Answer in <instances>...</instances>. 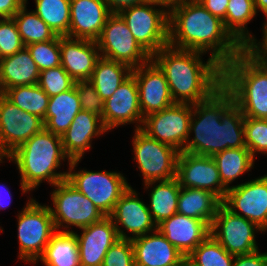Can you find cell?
Instances as JSON below:
<instances>
[{
    "label": "cell",
    "instance_id": "obj_1",
    "mask_svg": "<svg viewBox=\"0 0 267 266\" xmlns=\"http://www.w3.org/2000/svg\"><path fill=\"white\" fill-rule=\"evenodd\" d=\"M244 118L232 94L222 85L209 98L193 105L183 151L213 157L225 149L246 147Z\"/></svg>",
    "mask_w": 267,
    "mask_h": 266
},
{
    "label": "cell",
    "instance_id": "obj_2",
    "mask_svg": "<svg viewBox=\"0 0 267 266\" xmlns=\"http://www.w3.org/2000/svg\"><path fill=\"white\" fill-rule=\"evenodd\" d=\"M168 45L203 53L210 51V56L222 66L244 49L223 21L197 0H188L169 11Z\"/></svg>",
    "mask_w": 267,
    "mask_h": 266
},
{
    "label": "cell",
    "instance_id": "obj_3",
    "mask_svg": "<svg viewBox=\"0 0 267 266\" xmlns=\"http://www.w3.org/2000/svg\"><path fill=\"white\" fill-rule=\"evenodd\" d=\"M202 54L167 45L151 56L164 73L175 103L197 104L223 85V66L211 56L204 63Z\"/></svg>",
    "mask_w": 267,
    "mask_h": 266
},
{
    "label": "cell",
    "instance_id": "obj_4",
    "mask_svg": "<svg viewBox=\"0 0 267 266\" xmlns=\"http://www.w3.org/2000/svg\"><path fill=\"white\" fill-rule=\"evenodd\" d=\"M6 159L17 165L21 177L20 187L24 194L38 189L43 181L54 186L67 180L68 171L57 170L62 166V161H71L64 152L61 136L45 128L34 134Z\"/></svg>",
    "mask_w": 267,
    "mask_h": 266
},
{
    "label": "cell",
    "instance_id": "obj_5",
    "mask_svg": "<svg viewBox=\"0 0 267 266\" xmlns=\"http://www.w3.org/2000/svg\"><path fill=\"white\" fill-rule=\"evenodd\" d=\"M223 86L245 117L267 119V67L245 48L223 66Z\"/></svg>",
    "mask_w": 267,
    "mask_h": 266
},
{
    "label": "cell",
    "instance_id": "obj_6",
    "mask_svg": "<svg viewBox=\"0 0 267 266\" xmlns=\"http://www.w3.org/2000/svg\"><path fill=\"white\" fill-rule=\"evenodd\" d=\"M81 159L71 160L68 182L84 194L105 216H109L122 194L131 186L120 172L78 170Z\"/></svg>",
    "mask_w": 267,
    "mask_h": 266
},
{
    "label": "cell",
    "instance_id": "obj_7",
    "mask_svg": "<svg viewBox=\"0 0 267 266\" xmlns=\"http://www.w3.org/2000/svg\"><path fill=\"white\" fill-rule=\"evenodd\" d=\"M17 216L18 258L36 264L56 231L50 206L30 198Z\"/></svg>",
    "mask_w": 267,
    "mask_h": 266
},
{
    "label": "cell",
    "instance_id": "obj_8",
    "mask_svg": "<svg viewBox=\"0 0 267 266\" xmlns=\"http://www.w3.org/2000/svg\"><path fill=\"white\" fill-rule=\"evenodd\" d=\"M119 14L125 20L137 43L150 56L168 45L169 11L163 6L149 0L125 8Z\"/></svg>",
    "mask_w": 267,
    "mask_h": 266
},
{
    "label": "cell",
    "instance_id": "obj_9",
    "mask_svg": "<svg viewBox=\"0 0 267 266\" xmlns=\"http://www.w3.org/2000/svg\"><path fill=\"white\" fill-rule=\"evenodd\" d=\"M53 207L51 214L55 229L72 231L69 228H84L102 220L105 215L81 192L75 189L68 180L56 183L51 191ZM64 227V230H59ZM66 228V229H65Z\"/></svg>",
    "mask_w": 267,
    "mask_h": 266
},
{
    "label": "cell",
    "instance_id": "obj_10",
    "mask_svg": "<svg viewBox=\"0 0 267 266\" xmlns=\"http://www.w3.org/2000/svg\"><path fill=\"white\" fill-rule=\"evenodd\" d=\"M134 160L142 173L143 183L169 180L176 177L179 151L148 136L141 129L132 137Z\"/></svg>",
    "mask_w": 267,
    "mask_h": 266
},
{
    "label": "cell",
    "instance_id": "obj_11",
    "mask_svg": "<svg viewBox=\"0 0 267 266\" xmlns=\"http://www.w3.org/2000/svg\"><path fill=\"white\" fill-rule=\"evenodd\" d=\"M100 55L131 69L148 63L151 56L137 43L119 13H111L96 40Z\"/></svg>",
    "mask_w": 267,
    "mask_h": 266
},
{
    "label": "cell",
    "instance_id": "obj_12",
    "mask_svg": "<svg viewBox=\"0 0 267 266\" xmlns=\"http://www.w3.org/2000/svg\"><path fill=\"white\" fill-rule=\"evenodd\" d=\"M210 230L211 235L233 256L251 254L259 250L255 234L259 231L263 233L255 223L234 214L223 204L218 208Z\"/></svg>",
    "mask_w": 267,
    "mask_h": 266
},
{
    "label": "cell",
    "instance_id": "obj_13",
    "mask_svg": "<svg viewBox=\"0 0 267 266\" xmlns=\"http://www.w3.org/2000/svg\"><path fill=\"white\" fill-rule=\"evenodd\" d=\"M192 104L175 103L144 117L141 130L151 138L182 152L189 137Z\"/></svg>",
    "mask_w": 267,
    "mask_h": 266
},
{
    "label": "cell",
    "instance_id": "obj_14",
    "mask_svg": "<svg viewBox=\"0 0 267 266\" xmlns=\"http://www.w3.org/2000/svg\"><path fill=\"white\" fill-rule=\"evenodd\" d=\"M44 128L42 118L21 110L0 95V151L6 158Z\"/></svg>",
    "mask_w": 267,
    "mask_h": 266
},
{
    "label": "cell",
    "instance_id": "obj_15",
    "mask_svg": "<svg viewBox=\"0 0 267 266\" xmlns=\"http://www.w3.org/2000/svg\"><path fill=\"white\" fill-rule=\"evenodd\" d=\"M222 204L234 214L255 223L263 232H266L267 174L232 186L227 190Z\"/></svg>",
    "mask_w": 267,
    "mask_h": 266
},
{
    "label": "cell",
    "instance_id": "obj_16",
    "mask_svg": "<svg viewBox=\"0 0 267 266\" xmlns=\"http://www.w3.org/2000/svg\"><path fill=\"white\" fill-rule=\"evenodd\" d=\"M176 179L180 187L207 190L215 194L221 201L228 190L221 181L216 162L209 156L180 152L177 160Z\"/></svg>",
    "mask_w": 267,
    "mask_h": 266
},
{
    "label": "cell",
    "instance_id": "obj_17",
    "mask_svg": "<svg viewBox=\"0 0 267 266\" xmlns=\"http://www.w3.org/2000/svg\"><path fill=\"white\" fill-rule=\"evenodd\" d=\"M137 193L130 186L122 194L109 215L120 239L131 240L157 230V225L152 219L148 206L139 198L138 195L140 194ZM126 230L131 233L130 236L124 232Z\"/></svg>",
    "mask_w": 267,
    "mask_h": 266
},
{
    "label": "cell",
    "instance_id": "obj_18",
    "mask_svg": "<svg viewBox=\"0 0 267 266\" xmlns=\"http://www.w3.org/2000/svg\"><path fill=\"white\" fill-rule=\"evenodd\" d=\"M101 120L107 131L131 123H136L135 129H141L144 118L139 105L138 85L132 74L104 101Z\"/></svg>",
    "mask_w": 267,
    "mask_h": 266
},
{
    "label": "cell",
    "instance_id": "obj_19",
    "mask_svg": "<svg viewBox=\"0 0 267 266\" xmlns=\"http://www.w3.org/2000/svg\"><path fill=\"white\" fill-rule=\"evenodd\" d=\"M131 74L138 85L143 118L175 104L164 73L152 60L132 69Z\"/></svg>",
    "mask_w": 267,
    "mask_h": 266
},
{
    "label": "cell",
    "instance_id": "obj_20",
    "mask_svg": "<svg viewBox=\"0 0 267 266\" xmlns=\"http://www.w3.org/2000/svg\"><path fill=\"white\" fill-rule=\"evenodd\" d=\"M81 266H102L110 247L120 239L117 229L109 216L81 228V235L75 232Z\"/></svg>",
    "mask_w": 267,
    "mask_h": 266
},
{
    "label": "cell",
    "instance_id": "obj_21",
    "mask_svg": "<svg viewBox=\"0 0 267 266\" xmlns=\"http://www.w3.org/2000/svg\"><path fill=\"white\" fill-rule=\"evenodd\" d=\"M61 66L76 81L90 80L101 57L97 42L60 36Z\"/></svg>",
    "mask_w": 267,
    "mask_h": 266
},
{
    "label": "cell",
    "instance_id": "obj_22",
    "mask_svg": "<svg viewBox=\"0 0 267 266\" xmlns=\"http://www.w3.org/2000/svg\"><path fill=\"white\" fill-rule=\"evenodd\" d=\"M135 266H183L186 256L158 230L131 239Z\"/></svg>",
    "mask_w": 267,
    "mask_h": 266
},
{
    "label": "cell",
    "instance_id": "obj_23",
    "mask_svg": "<svg viewBox=\"0 0 267 266\" xmlns=\"http://www.w3.org/2000/svg\"><path fill=\"white\" fill-rule=\"evenodd\" d=\"M69 37L96 41L111 14L104 0H70Z\"/></svg>",
    "mask_w": 267,
    "mask_h": 266
},
{
    "label": "cell",
    "instance_id": "obj_24",
    "mask_svg": "<svg viewBox=\"0 0 267 266\" xmlns=\"http://www.w3.org/2000/svg\"><path fill=\"white\" fill-rule=\"evenodd\" d=\"M210 225L202 220L176 213L157 225V230L186 257L210 234Z\"/></svg>",
    "mask_w": 267,
    "mask_h": 266
},
{
    "label": "cell",
    "instance_id": "obj_25",
    "mask_svg": "<svg viewBox=\"0 0 267 266\" xmlns=\"http://www.w3.org/2000/svg\"><path fill=\"white\" fill-rule=\"evenodd\" d=\"M108 132L98 115L81 110L71 125L61 136L65 154L70 160L82 159L85 152L91 149L92 139Z\"/></svg>",
    "mask_w": 267,
    "mask_h": 266
},
{
    "label": "cell",
    "instance_id": "obj_26",
    "mask_svg": "<svg viewBox=\"0 0 267 266\" xmlns=\"http://www.w3.org/2000/svg\"><path fill=\"white\" fill-rule=\"evenodd\" d=\"M40 71L26 47L0 59V89L2 94L14 86L37 84Z\"/></svg>",
    "mask_w": 267,
    "mask_h": 266
},
{
    "label": "cell",
    "instance_id": "obj_27",
    "mask_svg": "<svg viewBox=\"0 0 267 266\" xmlns=\"http://www.w3.org/2000/svg\"><path fill=\"white\" fill-rule=\"evenodd\" d=\"M81 110L76 86L50 97L44 120L45 129L62 136Z\"/></svg>",
    "mask_w": 267,
    "mask_h": 266
},
{
    "label": "cell",
    "instance_id": "obj_28",
    "mask_svg": "<svg viewBox=\"0 0 267 266\" xmlns=\"http://www.w3.org/2000/svg\"><path fill=\"white\" fill-rule=\"evenodd\" d=\"M222 201L213 193L198 189L180 187L177 213L212 225Z\"/></svg>",
    "mask_w": 267,
    "mask_h": 266
},
{
    "label": "cell",
    "instance_id": "obj_29",
    "mask_svg": "<svg viewBox=\"0 0 267 266\" xmlns=\"http://www.w3.org/2000/svg\"><path fill=\"white\" fill-rule=\"evenodd\" d=\"M156 183V184H155ZM154 185V186H153ZM146 190L151 188L148 210L156 225L177 213L180 186L175 178L144 183Z\"/></svg>",
    "mask_w": 267,
    "mask_h": 266
},
{
    "label": "cell",
    "instance_id": "obj_30",
    "mask_svg": "<svg viewBox=\"0 0 267 266\" xmlns=\"http://www.w3.org/2000/svg\"><path fill=\"white\" fill-rule=\"evenodd\" d=\"M37 261L45 266H81L75 232L56 230Z\"/></svg>",
    "mask_w": 267,
    "mask_h": 266
},
{
    "label": "cell",
    "instance_id": "obj_31",
    "mask_svg": "<svg viewBox=\"0 0 267 266\" xmlns=\"http://www.w3.org/2000/svg\"><path fill=\"white\" fill-rule=\"evenodd\" d=\"M131 73L132 69L128 65L101 56L89 81L105 101L113 95Z\"/></svg>",
    "mask_w": 267,
    "mask_h": 266
},
{
    "label": "cell",
    "instance_id": "obj_32",
    "mask_svg": "<svg viewBox=\"0 0 267 266\" xmlns=\"http://www.w3.org/2000/svg\"><path fill=\"white\" fill-rule=\"evenodd\" d=\"M257 15L254 0H229L225 28L244 47L255 39L247 29V24Z\"/></svg>",
    "mask_w": 267,
    "mask_h": 266
},
{
    "label": "cell",
    "instance_id": "obj_33",
    "mask_svg": "<svg viewBox=\"0 0 267 266\" xmlns=\"http://www.w3.org/2000/svg\"><path fill=\"white\" fill-rule=\"evenodd\" d=\"M223 185L230 189V184L245 172L254 168V158L246 147L225 149L213 157Z\"/></svg>",
    "mask_w": 267,
    "mask_h": 266
},
{
    "label": "cell",
    "instance_id": "obj_34",
    "mask_svg": "<svg viewBox=\"0 0 267 266\" xmlns=\"http://www.w3.org/2000/svg\"><path fill=\"white\" fill-rule=\"evenodd\" d=\"M3 95L21 110L45 120L50 97L38 84L14 86L7 89Z\"/></svg>",
    "mask_w": 267,
    "mask_h": 266
},
{
    "label": "cell",
    "instance_id": "obj_35",
    "mask_svg": "<svg viewBox=\"0 0 267 266\" xmlns=\"http://www.w3.org/2000/svg\"><path fill=\"white\" fill-rule=\"evenodd\" d=\"M27 3L13 17L24 46L53 40L57 35L34 11H27Z\"/></svg>",
    "mask_w": 267,
    "mask_h": 266
},
{
    "label": "cell",
    "instance_id": "obj_36",
    "mask_svg": "<svg viewBox=\"0 0 267 266\" xmlns=\"http://www.w3.org/2000/svg\"><path fill=\"white\" fill-rule=\"evenodd\" d=\"M33 10L59 36L69 37L70 0H35Z\"/></svg>",
    "mask_w": 267,
    "mask_h": 266
},
{
    "label": "cell",
    "instance_id": "obj_37",
    "mask_svg": "<svg viewBox=\"0 0 267 266\" xmlns=\"http://www.w3.org/2000/svg\"><path fill=\"white\" fill-rule=\"evenodd\" d=\"M234 257L210 234L187 257L189 266H233Z\"/></svg>",
    "mask_w": 267,
    "mask_h": 266
},
{
    "label": "cell",
    "instance_id": "obj_38",
    "mask_svg": "<svg viewBox=\"0 0 267 266\" xmlns=\"http://www.w3.org/2000/svg\"><path fill=\"white\" fill-rule=\"evenodd\" d=\"M25 47L30 52L40 72L61 65L59 35L53 40L31 43Z\"/></svg>",
    "mask_w": 267,
    "mask_h": 266
},
{
    "label": "cell",
    "instance_id": "obj_39",
    "mask_svg": "<svg viewBox=\"0 0 267 266\" xmlns=\"http://www.w3.org/2000/svg\"><path fill=\"white\" fill-rule=\"evenodd\" d=\"M246 148L253 158L256 153L267 155V119L244 118Z\"/></svg>",
    "mask_w": 267,
    "mask_h": 266
},
{
    "label": "cell",
    "instance_id": "obj_40",
    "mask_svg": "<svg viewBox=\"0 0 267 266\" xmlns=\"http://www.w3.org/2000/svg\"><path fill=\"white\" fill-rule=\"evenodd\" d=\"M37 84L49 97H52L72 89L75 86V81L60 65L41 71Z\"/></svg>",
    "mask_w": 267,
    "mask_h": 266
},
{
    "label": "cell",
    "instance_id": "obj_41",
    "mask_svg": "<svg viewBox=\"0 0 267 266\" xmlns=\"http://www.w3.org/2000/svg\"><path fill=\"white\" fill-rule=\"evenodd\" d=\"M24 47L14 19H0V59L13 55Z\"/></svg>",
    "mask_w": 267,
    "mask_h": 266
},
{
    "label": "cell",
    "instance_id": "obj_42",
    "mask_svg": "<svg viewBox=\"0 0 267 266\" xmlns=\"http://www.w3.org/2000/svg\"><path fill=\"white\" fill-rule=\"evenodd\" d=\"M102 266H135L130 239H118L107 251Z\"/></svg>",
    "mask_w": 267,
    "mask_h": 266
},
{
    "label": "cell",
    "instance_id": "obj_43",
    "mask_svg": "<svg viewBox=\"0 0 267 266\" xmlns=\"http://www.w3.org/2000/svg\"><path fill=\"white\" fill-rule=\"evenodd\" d=\"M75 86L79 95L82 110L94 113L102 118L104 100L97 93L94 85L89 80H84L76 81Z\"/></svg>",
    "mask_w": 267,
    "mask_h": 266
},
{
    "label": "cell",
    "instance_id": "obj_44",
    "mask_svg": "<svg viewBox=\"0 0 267 266\" xmlns=\"http://www.w3.org/2000/svg\"><path fill=\"white\" fill-rule=\"evenodd\" d=\"M233 266H267V252L257 250L251 254L235 256Z\"/></svg>",
    "mask_w": 267,
    "mask_h": 266
},
{
    "label": "cell",
    "instance_id": "obj_45",
    "mask_svg": "<svg viewBox=\"0 0 267 266\" xmlns=\"http://www.w3.org/2000/svg\"><path fill=\"white\" fill-rule=\"evenodd\" d=\"M197 1L212 15L220 18L222 21L225 20L229 0H197Z\"/></svg>",
    "mask_w": 267,
    "mask_h": 266
},
{
    "label": "cell",
    "instance_id": "obj_46",
    "mask_svg": "<svg viewBox=\"0 0 267 266\" xmlns=\"http://www.w3.org/2000/svg\"><path fill=\"white\" fill-rule=\"evenodd\" d=\"M265 19L266 22H264L262 26V42L260 40H256L257 38H255L245 48L253 56H267V16Z\"/></svg>",
    "mask_w": 267,
    "mask_h": 266
},
{
    "label": "cell",
    "instance_id": "obj_47",
    "mask_svg": "<svg viewBox=\"0 0 267 266\" xmlns=\"http://www.w3.org/2000/svg\"><path fill=\"white\" fill-rule=\"evenodd\" d=\"M28 0H0V19L13 18Z\"/></svg>",
    "mask_w": 267,
    "mask_h": 266
},
{
    "label": "cell",
    "instance_id": "obj_48",
    "mask_svg": "<svg viewBox=\"0 0 267 266\" xmlns=\"http://www.w3.org/2000/svg\"><path fill=\"white\" fill-rule=\"evenodd\" d=\"M111 13H119L121 10L145 3L149 0H104Z\"/></svg>",
    "mask_w": 267,
    "mask_h": 266
},
{
    "label": "cell",
    "instance_id": "obj_49",
    "mask_svg": "<svg viewBox=\"0 0 267 266\" xmlns=\"http://www.w3.org/2000/svg\"><path fill=\"white\" fill-rule=\"evenodd\" d=\"M5 195V196H4ZM12 203V194L9 188L0 183V210H5Z\"/></svg>",
    "mask_w": 267,
    "mask_h": 266
},
{
    "label": "cell",
    "instance_id": "obj_50",
    "mask_svg": "<svg viewBox=\"0 0 267 266\" xmlns=\"http://www.w3.org/2000/svg\"><path fill=\"white\" fill-rule=\"evenodd\" d=\"M151 1H153L157 5L163 6L168 11H170L172 8L179 6L188 0H151Z\"/></svg>",
    "mask_w": 267,
    "mask_h": 266
},
{
    "label": "cell",
    "instance_id": "obj_51",
    "mask_svg": "<svg viewBox=\"0 0 267 266\" xmlns=\"http://www.w3.org/2000/svg\"><path fill=\"white\" fill-rule=\"evenodd\" d=\"M256 13L261 11L264 16H267V0H254Z\"/></svg>",
    "mask_w": 267,
    "mask_h": 266
},
{
    "label": "cell",
    "instance_id": "obj_52",
    "mask_svg": "<svg viewBox=\"0 0 267 266\" xmlns=\"http://www.w3.org/2000/svg\"><path fill=\"white\" fill-rule=\"evenodd\" d=\"M259 59L267 67V56H254Z\"/></svg>",
    "mask_w": 267,
    "mask_h": 266
},
{
    "label": "cell",
    "instance_id": "obj_53",
    "mask_svg": "<svg viewBox=\"0 0 267 266\" xmlns=\"http://www.w3.org/2000/svg\"><path fill=\"white\" fill-rule=\"evenodd\" d=\"M6 158L3 153L0 151V163H3V159Z\"/></svg>",
    "mask_w": 267,
    "mask_h": 266
}]
</instances>
